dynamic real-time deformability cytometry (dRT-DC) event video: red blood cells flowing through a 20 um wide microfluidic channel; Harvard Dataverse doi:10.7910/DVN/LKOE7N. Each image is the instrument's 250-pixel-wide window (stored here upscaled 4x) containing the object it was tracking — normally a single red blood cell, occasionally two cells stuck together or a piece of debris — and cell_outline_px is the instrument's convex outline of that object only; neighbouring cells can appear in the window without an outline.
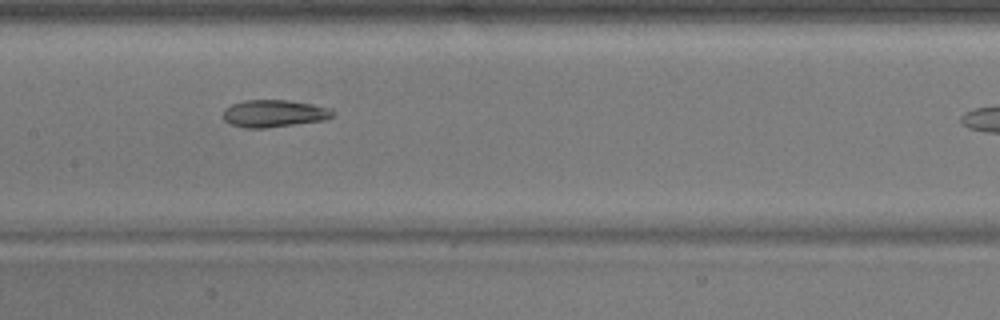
{"species": "common noctule bat (a hibernating species)", "species_latin": "Nyctalus noctula", "temperature_condition": "warm", "stored_images_in_passage": 27, "camera_frame_rate_fps": 3000, "um_per_image_px": 0.085, "animal": {"sex": "male", "body_mass_g": 17.9}, "frame": {"image": 1, "passage_image": 20, "time_ms": 6.333, "image_size_px": [1000, 320], "cell_outline_px": [[336, 112], [332, 116], [324, 120], [268, 128], [244, 128], [228, 124], [224, 120], [224, 108], [232, 104], [244, 100], [288, 100], [312, 104], [332, 108]], "centroid_in_image_um": [23.29, 9.65], "position_along_channel_um": 184.1, "area_um2": 17.63}}